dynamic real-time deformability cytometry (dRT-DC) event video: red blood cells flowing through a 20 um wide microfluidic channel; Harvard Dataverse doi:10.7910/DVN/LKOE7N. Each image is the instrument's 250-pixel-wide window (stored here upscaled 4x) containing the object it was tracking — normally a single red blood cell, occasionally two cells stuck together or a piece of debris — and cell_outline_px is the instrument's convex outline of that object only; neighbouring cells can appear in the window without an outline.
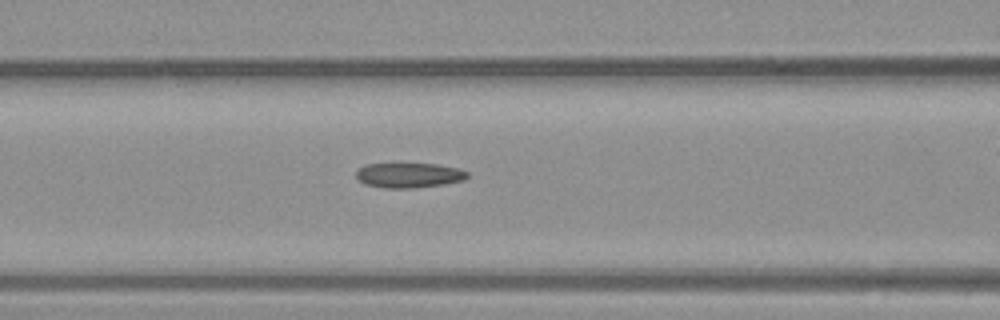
{"species": "common noctule bat (a hibernating species)", "species_latin": "Nyctalus noctula", "temperature_condition": "warm", "stored_images_in_passage": 32, "camera_frame_rate_fps": 3000, "um_per_image_px": 0.085, "animal": {"sex": "male", "body_mass_g": 23.1, "forearm_length_mm": 52.7}, "frame": {"image": 1, "passage_image": 16, "time_ms": 5.0, "image_size_px": [1000, 320], "cell_outline_px": [[468, 176], [464, 180], [444, 184], [412, 188], [384, 188], [364, 184], [356, 176], [356, 172], [364, 164], [436, 164], [460, 168], [468, 172]], "centroid_in_image_um": [34.78, 14.9], "position_along_channel_um": 131.8, "area_um2": 16.13}}
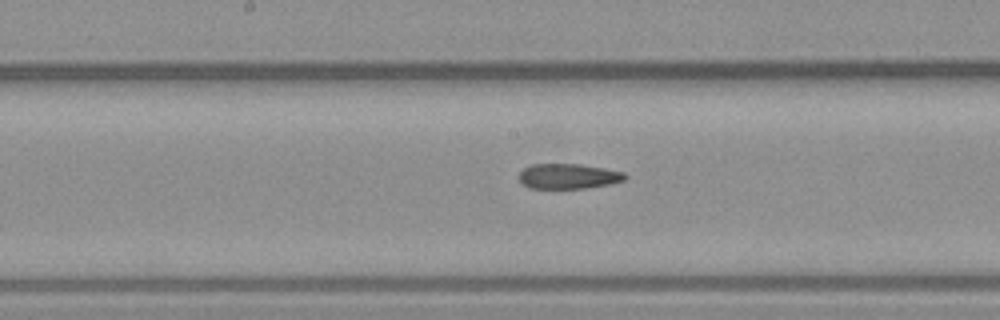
{"frame": {"image": 2, "passage_image": 20, "time_ms": 6.333, "image_size_px": [1000, 320], "cell_outline_px": [[628, 176], [624, 180], [612, 184], [588, 188], [528, 188], [520, 180], [520, 172], [524, 168], [532, 164], [580, 164], [604, 168], [624, 172]], "centroid_in_image_um": [48.35, 14.98], "position_along_channel_um": 199.9, "area_um2": 15.55}}
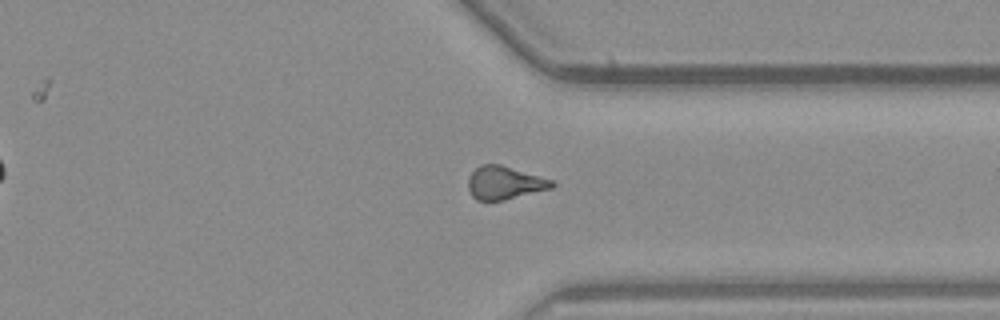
{"frame": {"image": 3, "passage_image": 30, "time_ms": 9.667, "image_size_px": [1000, 320], "cell_outline_px": [[556, 184], [552, 188], [504, 200], [476, 200], [472, 196], [468, 188], [468, 176], [480, 164], [500, 164], [552, 180]], "centroid_in_image_um": [42.86, 15.54], "position_along_channel_um": 368.5, "area_um2": 16.07}}